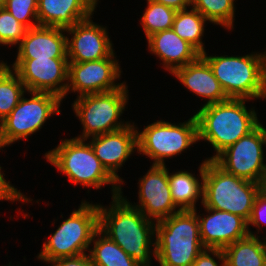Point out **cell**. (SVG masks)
Returning a JSON list of instances; mask_svg holds the SVG:
<instances>
[{"label":"cell","instance_id":"1","mask_svg":"<svg viewBox=\"0 0 266 266\" xmlns=\"http://www.w3.org/2000/svg\"><path fill=\"white\" fill-rule=\"evenodd\" d=\"M110 209L98 205L99 230L118 244L141 266H150V246L155 234V221L148 219L122 195L112 197Z\"/></svg>","mask_w":266,"mask_h":266},{"label":"cell","instance_id":"2","mask_svg":"<svg viewBox=\"0 0 266 266\" xmlns=\"http://www.w3.org/2000/svg\"><path fill=\"white\" fill-rule=\"evenodd\" d=\"M247 100L229 98L224 102L204 105L195 114L198 140L208 141L216 151V155L208 160H213L260 124L255 110H247Z\"/></svg>","mask_w":266,"mask_h":266},{"label":"cell","instance_id":"3","mask_svg":"<svg viewBox=\"0 0 266 266\" xmlns=\"http://www.w3.org/2000/svg\"><path fill=\"white\" fill-rule=\"evenodd\" d=\"M153 253L160 266H192L205 249L195 210L178 211L156 222Z\"/></svg>","mask_w":266,"mask_h":266},{"label":"cell","instance_id":"4","mask_svg":"<svg viewBox=\"0 0 266 266\" xmlns=\"http://www.w3.org/2000/svg\"><path fill=\"white\" fill-rule=\"evenodd\" d=\"M266 52L245 56H201L228 98H266Z\"/></svg>","mask_w":266,"mask_h":266},{"label":"cell","instance_id":"5","mask_svg":"<svg viewBox=\"0 0 266 266\" xmlns=\"http://www.w3.org/2000/svg\"><path fill=\"white\" fill-rule=\"evenodd\" d=\"M203 204L204 208L237 214L250 219L261 184L227 173L213 160L205 159Z\"/></svg>","mask_w":266,"mask_h":266},{"label":"cell","instance_id":"6","mask_svg":"<svg viewBox=\"0 0 266 266\" xmlns=\"http://www.w3.org/2000/svg\"><path fill=\"white\" fill-rule=\"evenodd\" d=\"M84 139H65L53 150L45 154L46 159L60 172L68 176L75 185L78 183L83 187H100L108 184L112 185V197L120 195L121 187L103 167L96 157L90 143H84Z\"/></svg>","mask_w":266,"mask_h":266},{"label":"cell","instance_id":"7","mask_svg":"<svg viewBox=\"0 0 266 266\" xmlns=\"http://www.w3.org/2000/svg\"><path fill=\"white\" fill-rule=\"evenodd\" d=\"M99 230L98 205L82 202L78 210L62 222L50 239L43 244L38 258L51 261L86 253L94 234Z\"/></svg>","mask_w":266,"mask_h":266},{"label":"cell","instance_id":"8","mask_svg":"<svg viewBox=\"0 0 266 266\" xmlns=\"http://www.w3.org/2000/svg\"><path fill=\"white\" fill-rule=\"evenodd\" d=\"M127 86L102 93L78 96L73 108L83 125V134L78 139H89L125 128L129 123L118 122L128 99Z\"/></svg>","mask_w":266,"mask_h":266},{"label":"cell","instance_id":"9","mask_svg":"<svg viewBox=\"0 0 266 266\" xmlns=\"http://www.w3.org/2000/svg\"><path fill=\"white\" fill-rule=\"evenodd\" d=\"M30 99L21 97L18 105L0 122V148L42 128V125L55 113H60L62 99L49 92H29Z\"/></svg>","mask_w":266,"mask_h":266},{"label":"cell","instance_id":"10","mask_svg":"<svg viewBox=\"0 0 266 266\" xmlns=\"http://www.w3.org/2000/svg\"><path fill=\"white\" fill-rule=\"evenodd\" d=\"M196 141L198 123L195 115L178 125L160 120L146 126L141 132L137 131V151L154 159L152 165L164 166L165 158L181 154Z\"/></svg>","mask_w":266,"mask_h":266},{"label":"cell","instance_id":"11","mask_svg":"<svg viewBox=\"0 0 266 266\" xmlns=\"http://www.w3.org/2000/svg\"><path fill=\"white\" fill-rule=\"evenodd\" d=\"M263 145L266 146V129L259 124L225 148L213 161L227 173L261 184L266 170Z\"/></svg>","mask_w":266,"mask_h":266},{"label":"cell","instance_id":"12","mask_svg":"<svg viewBox=\"0 0 266 266\" xmlns=\"http://www.w3.org/2000/svg\"><path fill=\"white\" fill-rule=\"evenodd\" d=\"M12 68L28 92H49L62 100L66 96L68 58L16 59Z\"/></svg>","mask_w":266,"mask_h":266},{"label":"cell","instance_id":"13","mask_svg":"<svg viewBox=\"0 0 266 266\" xmlns=\"http://www.w3.org/2000/svg\"><path fill=\"white\" fill-rule=\"evenodd\" d=\"M113 53L97 61L68 62V85L71 91L81 95L109 92L121 88L125 83H116L121 71ZM70 80V81H69ZM70 82V84H69Z\"/></svg>","mask_w":266,"mask_h":266},{"label":"cell","instance_id":"14","mask_svg":"<svg viewBox=\"0 0 266 266\" xmlns=\"http://www.w3.org/2000/svg\"><path fill=\"white\" fill-rule=\"evenodd\" d=\"M90 18L65 29L69 35L73 34L71 40L68 37L66 40L68 62L97 61L114 53L106 28L94 24Z\"/></svg>","mask_w":266,"mask_h":266},{"label":"cell","instance_id":"15","mask_svg":"<svg viewBox=\"0 0 266 266\" xmlns=\"http://www.w3.org/2000/svg\"><path fill=\"white\" fill-rule=\"evenodd\" d=\"M138 208L148 219L159 222L180 211L172 200L166 166L152 165L139 180ZM152 217V218H151Z\"/></svg>","mask_w":266,"mask_h":266},{"label":"cell","instance_id":"16","mask_svg":"<svg viewBox=\"0 0 266 266\" xmlns=\"http://www.w3.org/2000/svg\"><path fill=\"white\" fill-rule=\"evenodd\" d=\"M209 213L199 220L200 239L205 248L224 249L248 235L254 236L247 226V221L237 214L205 208Z\"/></svg>","mask_w":266,"mask_h":266},{"label":"cell","instance_id":"17","mask_svg":"<svg viewBox=\"0 0 266 266\" xmlns=\"http://www.w3.org/2000/svg\"><path fill=\"white\" fill-rule=\"evenodd\" d=\"M90 145L107 172L120 184L118 168L129 158L134 149H138L137 130L129 123L123 129L93 136Z\"/></svg>","mask_w":266,"mask_h":266},{"label":"cell","instance_id":"18","mask_svg":"<svg viewBox=\"0 0 266 266\" xmlns=\"http://www.w3.org/2000/svg\"><path fill=\"white\" fill-rule=\"evenodd\" d=\"M65 29L37 26L26 31L16 59L67 58Z\"/></svg>","mask_w":266,"mask_h":266},{"label":"cell","instance_id":"19","mask_svg":"<svg viewBox=\"0 0 266 266\" xmlns=\"http://www.w3.org/2000/svg\"><path fill=\"white\" fill-rule=\"evenodd\" d=\"M98 0H38L39 26L67 29L93 15Z\"/></svg>","mask_w":266,"mask_h":266},{"label":"cell","instance_id":"20","mask_svg":"<svg viewBox=\"0 0 266 266\" xmlns=\"http://www.w3.org/2000/svg\"><path fill=\"white\" fill-rule=\"evenodd\" d=\"M148 47L159 57L171 74L180 67L195 61L201 53L173 29L159 31L147 38Z\"/></svg>","mask_w":266,"mask_h":266},{"label":"cell","instance_id":"21","mask_svg":"<svg viewBox=\"0 0 266 266\" xmlns=\"http://www.w3.org/2000/svg\"><path fill=\"white\" fill-rule=\"evenodd\" d=\"M193 93L208 98L204 105L228 100L208 62L200 55L195 61L177 68L173 73Z\"/></svg>","mask_w":266,"mask_h":266},{"label":"cell","instance_id":"22","mask_svg":"<svg viewBox=\"0 0 266 266\" xmlns=\"http://www.w3.org/2000/svg\"><path fill=\"white\" fill-rule=\"evenodd\" d=\"M201 182L194 177L193 174L187 171H178L176 173L168 172V182L172 200L180 211L195 210L197 199L202 198L203 204V189H204V170L205 161L199 167ZM202 196V197H201Z\"/></svg>","mask_w":266,"mask_h":266},{"label":"cell","instance_id":"23","mask_svg":"<svg viewBox=\"0 0 266 266\" xmlns=\"http://www.w3.org/2000/svg\"><path fill=\"white\" fill-rule=\"evenodd\" d=\"M266 238L248 235L226 246L225 266H266Z\"/></svg>","mask_w":266,"mask_h":266},{"label":"cell","instance_id":"24","mask_svg":"<svg viewBox=\"0 0 266 266\" xmlns=\"http://www.w3.org/2000/svg\"><path fill=\"white\" fill-rule=\"evenodd\" d=\"M96 237L100 238L97 240ZM92 242L94 247L89 256L95 266H141L100 230L94 234Z\"/></svg>","mask_w":266,"mask_h":266},{"label":"cell","instance_id":"25","mask_svg":"<svg viewBox=\"0 0 266 266\" xmlns=\"http://www.w3.org/2000/svg\"><path fill=\"white\" fill-rule=\"evenodd\" d=\"M208 21L198 10L192 8L176 12L172 29L183 40L189 42L201 54L205 52L202 43L204 24Z\"/></svg>","mask_w":266,"mask_h":266},{"label":"cell","instance_id":"26","mask_svg":"<svg viewBox=\"0 0 266 266\" xmlns=\"http://www.w3.org/2000/svg\"><path fill=\"white\" fill-rule=\"evenodd\" d=\"M26 91L18 75L6 63L0 68V121L18 105Z\"/></svg>","mask_w":266,"mask_h":266},{"label":"cell","instance_id":"27","mask_svg":"<svg viewBox=\"0 0 266 266\" xmlns=\"http://www.w3.org/2000/svg\"><path fill=\"white\" fill-rule=\"evenodd\" d=\"M235 0H191L192 8L198 10L208 21L233 28Z\"/></svg>","mask_w":266,"mask_h":266},{"label":"cell","instance_id":"28","mask_svg":"<svg viewBox=\"0 0 266 266\" xmlns=\"http://www.w3.org/2000/svg\"><path fill=\"white\" fill-rule=\"evenodd\" d=\"M148 7L141 19L144 33L148 38L152 34L172 29L176 10L161 3L147 0Z\"/></svg>","mask_w":266,"mask_h":266},{"label":"cell","instance_id":"29","mask_svg":"<svg viewBox=\"0 0 266 266\" xmlns=\"http://www.w3.org/2000/svg\"><path fill=\"white\" fill-rule=\"evenodd\" d=\"M28 30L5 8L0 7V44H20Z\"/></svg>","mask_w":266,"mask_h":266},{"label":"cell","instance_id":"30","mask_svg":"<svg viewBox=\"0 0 266 266\" xmlns=\"http://www.w3.org/2000/svg\"><path fill=\"white\" fill-rule=\"evenodd\" d=\"M4 7L28 29L39 26L37 17L38 0H7ZM31 18L36 23L30 21Z\"/></svg>","mask_w":266,"mask_h":266},{"label":"cell","instance_id":"31","mask_svg":"<svg viewBox=\"0 0 266 266\" xmlns=\"http://www.w3.org/2000/svg\"><path fill=\"white\" fill-rule=\"evenodd\" d=\"M261 222L263 224L266 222V194L262 191L255 199L250 219L247 221V226L252 224L260 228Z\"/></svg>","mask_w":266,"mask_h":266},{"label":"cell","instance_id":"32","mask_svg":"<svg viewBox=\"0 0 266 266\" xmlns=\"http://www.w3.org/2000/svg\"><path fill=\"white\" fill-rule=\"evenodd\" d=\"M213 254L214 257L219 258L222 261V265L225 266V254L223 249H210L205 248L196 258L192 266H218V262L216 263L215 259L210 255Z\"/></svg>","mask_w":266,"mask_h":266},{"label":"cell","instance_id":"33","mask_svg":"<svg viewBox=\"0 0 266 266\" xmlns=\"http://www.w3.org/2000/svg\"><path fill=\"white\" fill-rule=\"evenodd\" d=\"M0 167V200H10V201H22V202H29L30 199L26 198L20 190L18 191L14 186L10 185V181L7 182L4 177L3 173L1 172Z\"/></svg>","mask_w":266,"mask_h":266},{"label":"cell","instance_id":"34","mask_svg":"<svg viewBox=\"0 0 266 266\" xmlns=\"http://www.w3.org/2000/svg\"><path fill=\"white\" fill-rule=\"evenodd\" d=\"M45 262L52 263L51 266H95L90 256L86 253L73 257L57 258Z\"/></svg>","mask_w":266,"mask_h":266},{"label":"cell","instance_id":"35","mask_svg":"<svg viewBox=\"0 0 266 266\" xmlns=\"http://www.w3.org/2000/svg\"><path fill=\"white\" fill-rule=\"evenodd\" d=\"M161 3L167 7L173 8L176 11L185 10L191 6V0H152Z\"/></svg>","mask_w":266,"mask_h":266},{"label":"cell","instance_id":"36","mask_svg":"<svg viewBox=\"0 0 266 266\" xmlns=\"http://www.w3.org/2000/svg\"><path fill=\"white\" fill-rule=\"evenodd\" d=\"M261 191L266 194V170H265V175L261 183Z\"/></svg>","mask_w":266,"mask_h":266},{"label":"cell","instance_id":"37","mask_svg":"<svg viewBox=\"0 0 266 266\" xmlns=\"http://www.w3.org/2000/svg\"><path fill=\"white\" fill-rule=\"evenodd\" d=\"M7 3V0H0V7H4Z\"/></svg>","mask_w":266,"mask_h":266},{"label":"cell","instance_id":"38","mask_svg":"<svg viewBox=\"0 0 266 266\" xmlns=\"http://www.w3.org/2000/svg\"><path fill=\"white\" fill-rule=\"evenodd\" d=\"M4 64H5L4 62H1V63H0V68H1Z\"/></svg>","mask_w":266,"mask_h":266}]
</instances>
